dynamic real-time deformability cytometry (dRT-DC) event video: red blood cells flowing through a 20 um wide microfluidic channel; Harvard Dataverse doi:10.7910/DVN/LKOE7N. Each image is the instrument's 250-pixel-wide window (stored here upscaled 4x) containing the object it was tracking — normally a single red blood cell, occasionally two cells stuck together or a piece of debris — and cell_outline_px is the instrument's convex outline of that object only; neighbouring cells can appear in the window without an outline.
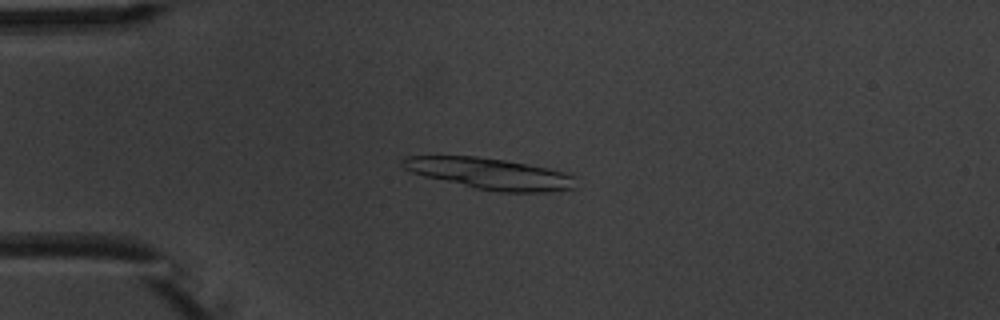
{"species": "common noctule bat (a hibernating species)", "species_latin": "Nyctalus noctula", "temperature_condition": "warm", "stored_images_in_passage": 8, "camera_frame_rate_fps": 3000, "um_per_image_px": 0.085, "animal": {"sex": "male", "body_mass_g": 20.1, "forearm_length_mm": 53.5}, "frame": {"image": 1, "passage_image": 3, "time_ms": 2.333, "image_size_px": [1000, 320], "cell_outline_px": [[576, 188], [548, 192], [500, 192], [476, 188], [424, 176], [412, 172], [404, 168], [400, 164], [400, 160], [404, 156], [476, 156], [504, 160], [548, 168], [564, 172], [572, 176]], "centroid_in_image_um": [41.6, 14.76], "position_along_channel_um": 43.4, "area_um2": 31.27}}